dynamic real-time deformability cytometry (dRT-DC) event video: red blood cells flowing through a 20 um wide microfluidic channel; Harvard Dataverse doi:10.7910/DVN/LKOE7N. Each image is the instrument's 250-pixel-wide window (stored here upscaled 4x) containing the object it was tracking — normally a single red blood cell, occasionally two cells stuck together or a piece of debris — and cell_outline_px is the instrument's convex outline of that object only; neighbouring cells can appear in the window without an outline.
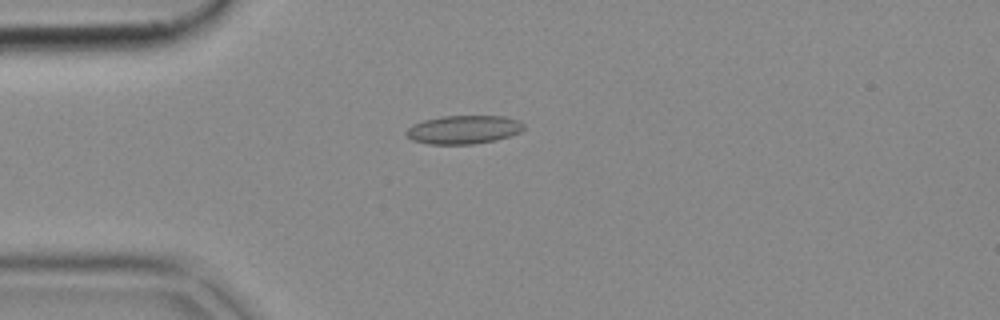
{"species": "common noctule bat (a hibernating species)", "species_latin": "Nyctalus noctula", "temperature_condition": "cold", "stored_images_in_passage": 42, "camera_frame_rate_fps": 3000, "um_per_image_px": 0.085, "animal": {"sex": "female", "body_mass_g": 18.4}, "frame": {"image": 1, "passage_image": 4, "time_ms": 1.0, "image_size_px": [1000, 320], "cell_outline_px": [[524, 128], [520, 132], [496, 140], [472, 144], [428, 144], [412, 140], [404, 132], [412, 124], [424, 120], [444, 116], [504, 116], [520, 120], [524, 124]], "centroid_in_image_um": [39.41, 11.01], "position_along_channel_um": 45.6, "area_um2": 19.54}}
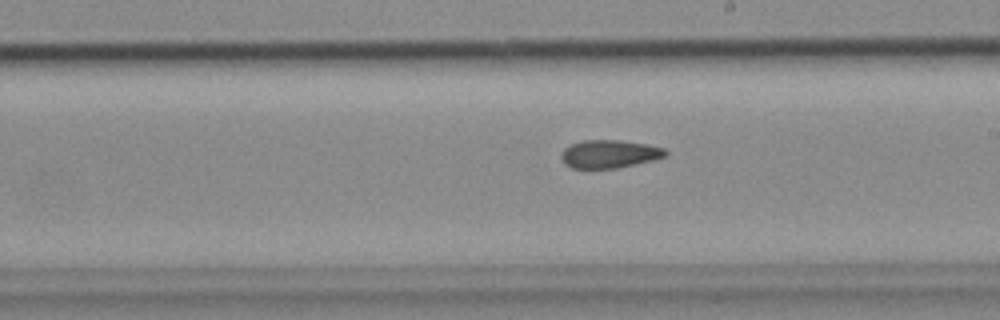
{"frame": {"image": 2, "passage_image": 20, "time_ms": 6.333, "image_size_px": [1000, 320], "cell_outline_px": [[668, 152], [664, 156], [652, 160], [636, 164], [616, 168], [572, 168], [564, 164], [560, 160], [560, 152], [568, 144], [584, 140], [620, 140], [644, 144], [664, 148]], "centroid_in_image_um": [51.71, 13.08], "position_along_channel_um": 237.3, "area_um2": 17.11}}
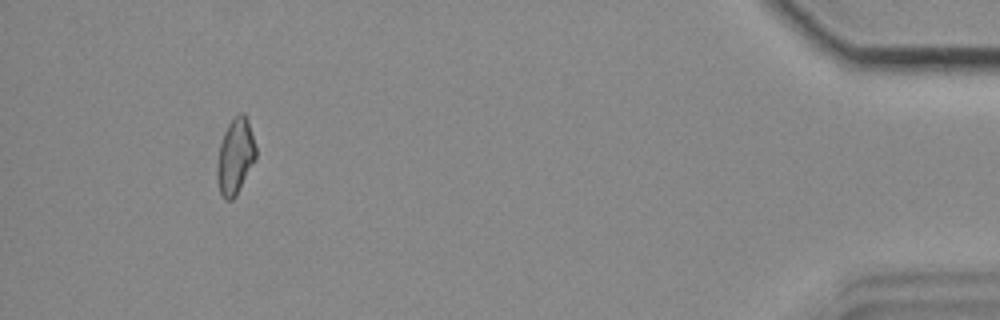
{"frame": {"image": 3, "passage_image": 39, "time_ms": 12.667, "image_size_px": [1000, 320], "cell_outline_px": [[256, 160], [236, 196], [232, 200], [224, 200], [220, 192], [216, 180], [216, 164], [220, 144], [224, 132], [228, 124], [240, 112], [244, 112], [248, 120], [256, 148]], "centroid_in_image_um": [19.99, 13.33], "position_along_channel_um": 415.2, "area_um2": 17.34}}